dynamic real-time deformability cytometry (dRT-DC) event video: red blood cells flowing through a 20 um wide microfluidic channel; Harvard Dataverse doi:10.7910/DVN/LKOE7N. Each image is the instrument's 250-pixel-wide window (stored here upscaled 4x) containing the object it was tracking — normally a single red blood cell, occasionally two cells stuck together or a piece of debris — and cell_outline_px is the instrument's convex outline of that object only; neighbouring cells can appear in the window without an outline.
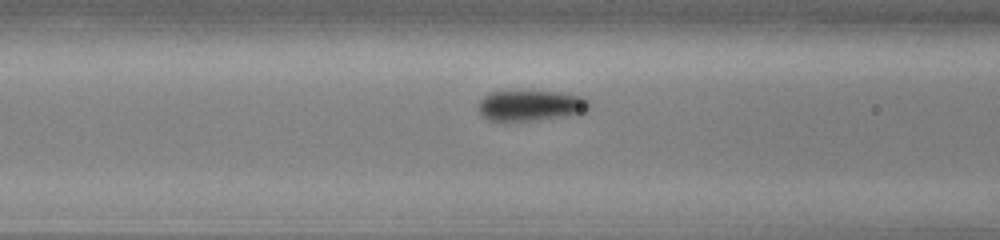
{"species": "common noctule bat (a hibernating species)", "species_latin": "Nyctalus noctula", "temperature_condition": "cold", "stored_images_in_passage": 13, "camera_frame_rate_fps": 3000, "um_per_image_px": 0.085, "animal": {"sex": "male", "body_mass_g": 13.0, "forearm_length_mm": 53.1}, "frame": {"image": 1, "passage_image": 11, "time_ms": 3.333, "image_size_px": [1000, 240], "cell_outline_px": [[592, 104], [584, 112], [568, 116], [504, 124], [500, 124], [488, 120], [480, 116], [476, 108], [476, 104], [484, 96], [492, 92], [560, 92], [584, 96]], "centroid_in_image_um": [45.03, 9.03], "position_along_channel_um": 121.6, "area_um2": 20.63}}